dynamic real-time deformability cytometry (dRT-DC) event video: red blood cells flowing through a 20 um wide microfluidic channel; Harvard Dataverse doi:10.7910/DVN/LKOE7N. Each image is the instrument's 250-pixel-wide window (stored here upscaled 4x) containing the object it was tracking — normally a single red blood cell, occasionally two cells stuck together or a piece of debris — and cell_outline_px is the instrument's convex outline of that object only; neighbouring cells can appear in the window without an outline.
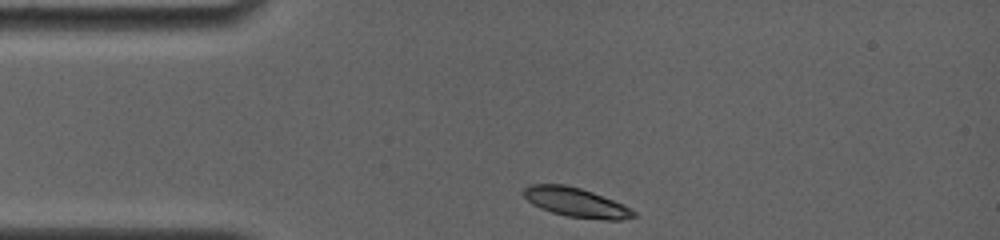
{"species": "common noctule bat (a hibernating species)", "species_latin": "Nyctalus noctula", "temperature_condition": "room temperature", "stored_images_in_passage": 10, "camera_frame_rate_fps": 4000, "um_per_image_px": 0.085, "animal": {"sex": "female", "body_mass_g": 19.0, "forearm_length_mm": 56.7}, "frame": {"image": 1, "passage_image": 1, "time_ms": 0.0, "image_size_px": [1000, 240], "cell_outline_px": [[636, 216], [620, 220], [604, 220], [568, 216], [552, 212], [540, 208], [532, 204], [524, 196], [524, 188], [528, 184], [564, 184], [580, 188], [592, 192], [624, 204], [636, 212]], "centroid_in_image_um": [48.97, 17.2], "position_along_channel_um": 36.0, "area_um2": 18.73}}